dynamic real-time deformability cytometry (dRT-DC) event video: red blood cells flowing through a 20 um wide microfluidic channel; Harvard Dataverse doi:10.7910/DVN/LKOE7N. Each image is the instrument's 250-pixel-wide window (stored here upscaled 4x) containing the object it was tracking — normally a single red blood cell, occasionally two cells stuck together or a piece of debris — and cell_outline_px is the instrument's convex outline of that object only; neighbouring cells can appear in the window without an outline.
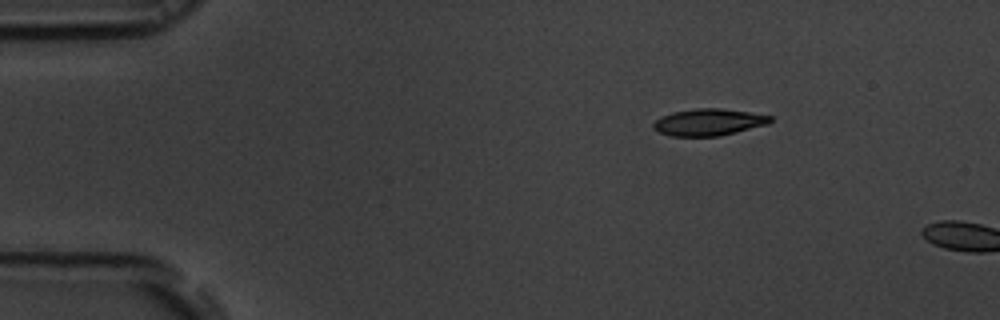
{"species": "common noctule bat (a hibernating species)", "species_latin": "Nyctalus noctula", "temperature_condition": "room temperature", "stored_images_in_passage": 3, "camera_frame_rate_fps": 3000, "um_per_image_px": 0.085, "animal": {"sex": "male", "body_mass_g": 19.5, "forearm_length_mm": 54.6}, "frame": {"image": 1, "passage_image": 1, "time_ms": 0.0, "image_size_px": [1000, 320], "cell_outline_px": [[772, 120], [768, 124], [720, 136], [672, 136], [660, 132], [652, 128], [652, 124], [656, 120], [672, 112], [696, 108], [720, 108], [748, 112], [772, 116]], "centroid_in_image_um": [60.24, 10.38], "position_along_channel_um": 24.8, "area_um2": 18.15}}